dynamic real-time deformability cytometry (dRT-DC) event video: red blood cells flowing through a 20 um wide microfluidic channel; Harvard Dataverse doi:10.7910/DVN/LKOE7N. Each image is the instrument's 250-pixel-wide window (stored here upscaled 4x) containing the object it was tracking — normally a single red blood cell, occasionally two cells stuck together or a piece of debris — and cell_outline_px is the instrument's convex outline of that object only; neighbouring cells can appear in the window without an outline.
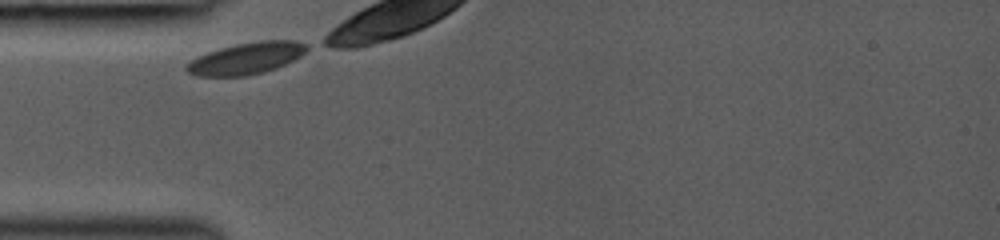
{"species": "common noctule bat (a hibernating species)", "species_latin": "Nyctalus noctula", "temperature_condition": "room temperature", "stored_images_in_passage": 19, "camera_frame_rate_fps": 3000, "um_per_image_px": 0.085, "animal": {"sex": "female", "body_mass_g": 19.0, "forearm_length_mm": 53.3}, "frame": {"image": 1, "passage_image": 1, "time_ms": 0.0, "image_size_px": [1000, 240], "cell_outline_px": [[308, 48], [300, 56], [276, 68], [264, 72], [248, 76], [196, 76], [188, 72], [184, 68], [184, 64], [196, 56], [220, 48], [236, 44], [260, 40], [292, 40], [308, 44]], "centroid_in_image_um": [20.89, 4.96], "position_along_channel_um": 64.1, "area_um2": 22.31}}